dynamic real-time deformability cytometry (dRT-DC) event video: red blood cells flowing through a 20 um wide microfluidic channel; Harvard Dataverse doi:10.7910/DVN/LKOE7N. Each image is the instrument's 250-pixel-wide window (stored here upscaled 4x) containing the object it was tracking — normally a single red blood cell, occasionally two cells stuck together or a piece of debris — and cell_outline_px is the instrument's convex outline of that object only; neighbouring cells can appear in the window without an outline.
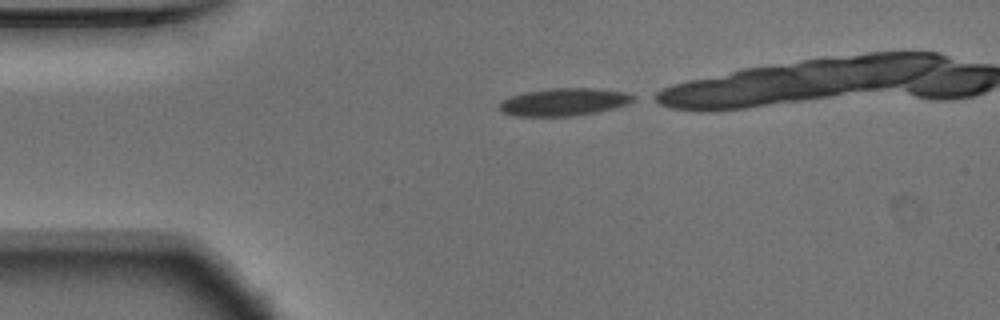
{"species": "Egyptian fruit bat (a non-hibernating species)", "species_latin": "Rousettus aegyptiacus", "temperature_condition": "warm", "stored_images_in_passage": 32, "camera_frame_rate_fps": 3000, "um_per_image_px": 0.085, "animal": {"sex": "male"}, "frame": {"image": 1, "passage_image": 1, "time_ms": 0.0, "image_size_px": [1000, 320], "cell_outline_px": [[636, 96], [628, 104], [596, 112], [572, 116], [516, 116], [504, 112], [500, 108], [500, 104], [504, 100], [512, 96], [524, 92], [552, 88], [592, 88], [628, 92]], "centroid_in_image_um": [47.98, 8.66], "position_along_channel_um": 37.0, "area_um2": 21.27}}
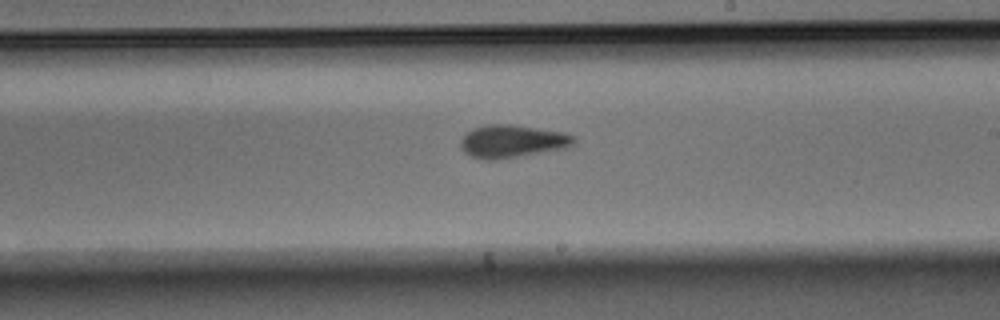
{"frame": {"image": 2, "passage_image": 20, "time_ms": 6.333, "image_size_px": [1000, 320], "cell_outline_px": [[576, 144], [564, 148], [496, 160], [484, 160], [472, 156], [464, 152], [460, 148], [460, 140], [468, 132], [476, 128], [488, 124], [512, 124], [564, 132], [576, 136]], "centroid_in_image_um": [43.56, 12.01], "position_along_channel_um": 245.4, "area_um2": 21.62}}
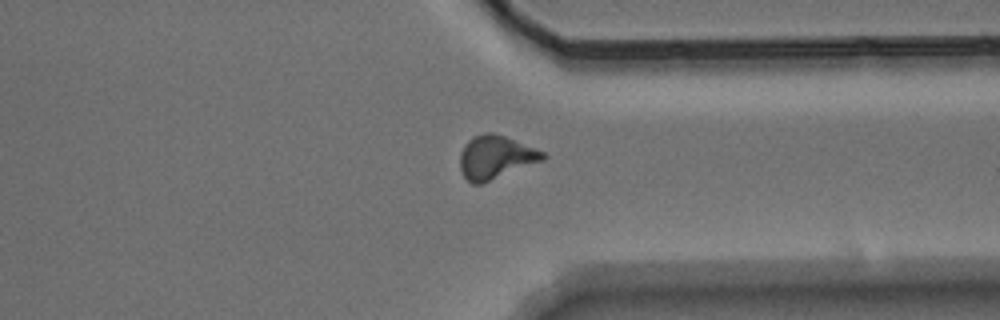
{"frame": {"image": 3, "passage_image": 30, "time_ms": 9.667, "image_size_px": [1000, 320], "cell_outline_px": [[548, 156], [544, 160], [480, 184], [472, 184], [464, 176], [460, 168], [460, 152], [464, 144], [472, 136], [484, 132], [492, 132], [504, 136], [544, 152]], "centroid_in_image_um": [42.1, 13.35], "position_along_channel_um": 369.3, "area_um2": 20.81}}